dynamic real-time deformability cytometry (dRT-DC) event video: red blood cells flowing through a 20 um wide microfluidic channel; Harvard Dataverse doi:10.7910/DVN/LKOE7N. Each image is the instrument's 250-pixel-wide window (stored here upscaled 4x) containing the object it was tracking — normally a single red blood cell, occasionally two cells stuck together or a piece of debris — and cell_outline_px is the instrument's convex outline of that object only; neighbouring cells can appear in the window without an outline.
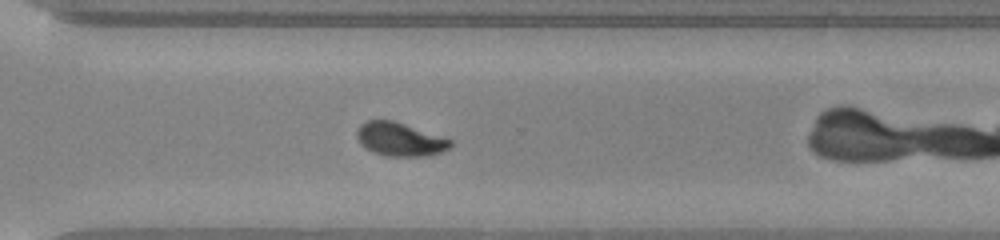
{"species": "common noctule bat (a hibernating species)", "species_latin": "Nyctalus noctula", "temperature_condition": "warm", "stored_images_in_passage": 34, "camera_frame_rate_fps": 3000, "um_per_image_px": 0.085, "animal": {"sex": "male", "body_mass_g": 20.0, "forearm_length_mm": 53.3}, "frame": {"image": 1, "passage_image": 20, "time_ms": 6.333, "image_size_px": [1000, 240], "cell_outline_px": [[452, 148], [428, 156], [388, 156], [364, 148], [360, 144], [356, 136], [356, 132], [360, 124], [368, 120], [392, 120], [452, 140]], "centroid_in_image_um": [33.98, 11.85], "position_along_channel_um": 336.6, "area_um2": 18.15}}